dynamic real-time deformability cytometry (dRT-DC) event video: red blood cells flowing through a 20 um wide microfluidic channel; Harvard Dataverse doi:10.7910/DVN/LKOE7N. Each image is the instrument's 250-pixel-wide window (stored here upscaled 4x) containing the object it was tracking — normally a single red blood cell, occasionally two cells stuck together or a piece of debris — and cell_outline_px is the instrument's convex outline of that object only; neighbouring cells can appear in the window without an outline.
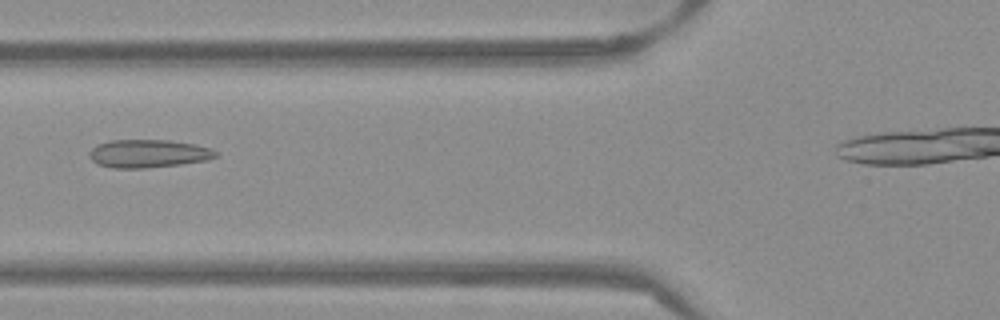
{"species": "Egyptian fruit bat (a non-hibernating species)", "species_latin": "Rousettus aegyptiacus", "temperature_condition": "warm", "stored_images_in_passage": 33, "camera_frame_rate_fps": 3000, "um_per_image_px": 0.085, "frame": {"image": 1, "passage_image": 8, "time_ms": 2.333, "image_size_px": [1000, 320], "cell_outline_px": [[220, 156], [208, 160], [180, 164], [144, 168], [112, 168], [96, 164], [88, 156], [88, 152], [96, 144], [112, 140], [168, 140], [196, 144], [212, 148], [220, 152]], "centroid_in_image_um": [12.64, 13.05], "position_along_channel_um": 113.2, "area_um2": 21.04}}
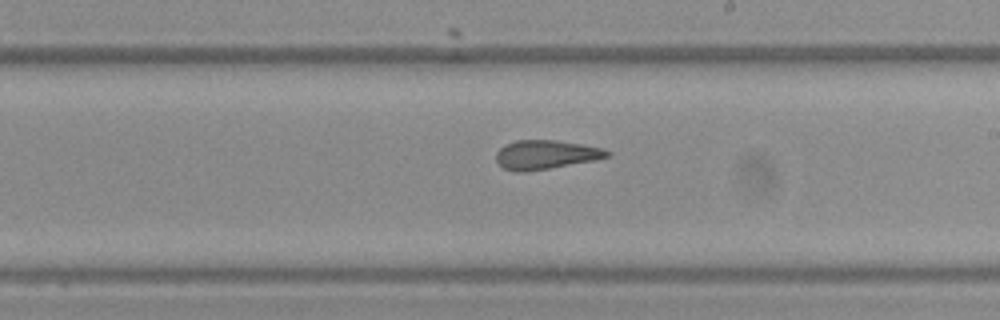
{"frame": {"image": 2, "passage_image": 18, "time_ms": 5.667, "image_size_px": [1000, 320], "cell_outline_px": [[612, 156], [596, 160], [524, 172], [516, 172], [504, 168], [496, 160], [496, 152], [500, 148], [516, 140], [556, 140], [584, 144], [604, 148], [612, 152]], "centroid_in_image_um": [46.45, 13.14], "position_along_channel_um": 242.5, "area_um2": 18.84}}
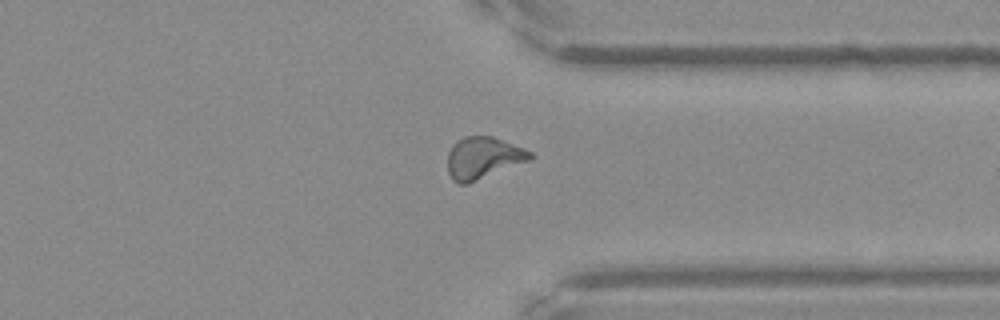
{"frame": {"image": 3, "passage_image": 28, "time_ms": 9.0, "image_size_px": [1000, 320], "cell_outline_px": [[536, 156], [532, 160], [468, 184], [460, 184], [452, 180], [448, 172], [448, 152], [452, 144], [456, 140], [464, 136], [492, 136], [524, 148], [532, 152]], "centroid_in_image_um": [41.09, 13.42], "position_along_channel_um": 370.3, "area_um2": 20.52}}